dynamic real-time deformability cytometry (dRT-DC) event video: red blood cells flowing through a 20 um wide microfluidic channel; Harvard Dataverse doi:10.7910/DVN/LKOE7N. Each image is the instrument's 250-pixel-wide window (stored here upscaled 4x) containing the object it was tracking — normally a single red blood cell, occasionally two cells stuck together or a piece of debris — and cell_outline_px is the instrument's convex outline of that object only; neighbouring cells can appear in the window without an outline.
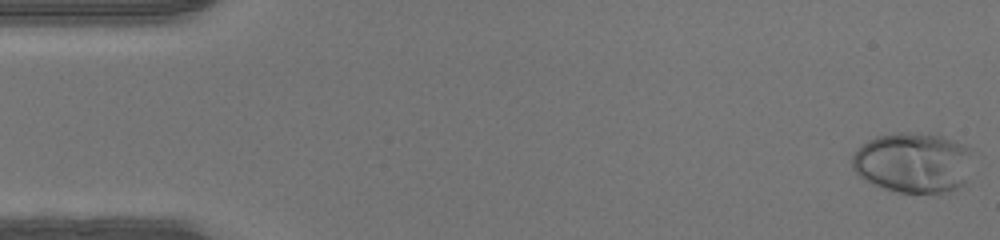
{"species": "human", "species_latin": "Homo sapiens", "temperature_condition": "warm", "stored_images_in_passage": 47, "camera_frame_rate_fps": 3000, "um_per_image_px": 0.085, "donor": {"sex": "male"}, "frame": {"image": 1, "passage_image": 1, "time_ms": 0.0, "image_size_px": [1000, 240], "cell_outline_px": [[968, 152], [964, 184], [956, 188], [944, 192], [896, 192], [872, 184], [864, 180], [852, 168], [852, 156], [868, 140], [876, 136], [896, 132], [920, 132], [940, 136], [956, 140], [968, 148]], "centroid_in_image_um": [77.54, 13.81], "position_along_channel_um": 7.5, "area_um2": 41.73}}
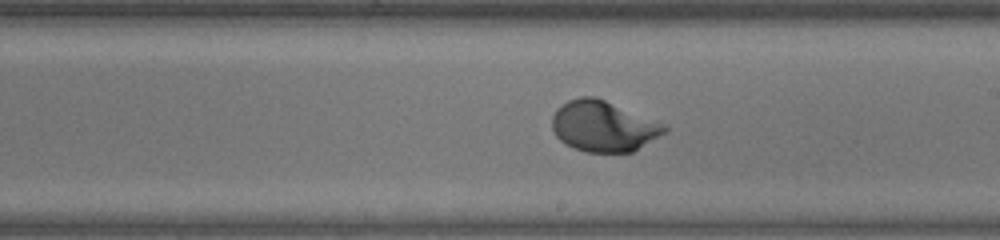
{"frame": {"image": 2, "passage_image": 27, "time_ms": 8.667, "image_size_px": [1000, 240], "cell_outline_px": [[668, 132], [632, 152], [584, 152], [560, 140], [556, 136], [552, 128], [552, 116], [556, 108], [568, 100], [580, 96], [596, 96], [668, 124]], "centroid_in_image_um": [51.34, 10.71], "position_along_channel_um": 237.7, "area_um2": 33.7}}
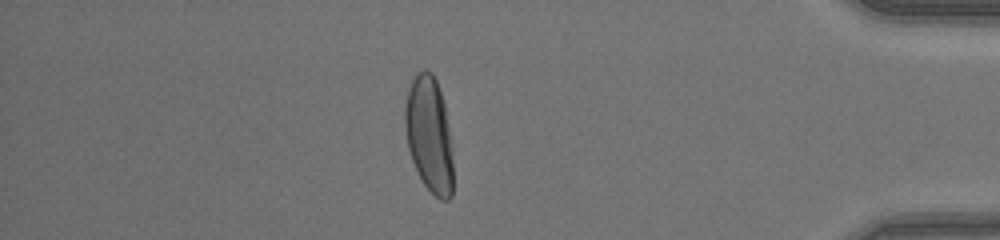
{"frame": {"image": 3, "passage_image": 41, "time_ms": 13.333, "image_size_px": [1000, 240], "cell_outline_px": [[452, 196], [448, 200], [440, 200], [424, 184], [412, 160], [408, 148], [404, 128], [404, 104], [408, 88], [412, 80], [424, 68], [432, 72], [436, 80], [444, 104], [448, 128], [452, 160]], "centroid_in_image_um": [36.45, 11.42], "position_along_channel_um": 398.7, "area_um2": 32.14}}